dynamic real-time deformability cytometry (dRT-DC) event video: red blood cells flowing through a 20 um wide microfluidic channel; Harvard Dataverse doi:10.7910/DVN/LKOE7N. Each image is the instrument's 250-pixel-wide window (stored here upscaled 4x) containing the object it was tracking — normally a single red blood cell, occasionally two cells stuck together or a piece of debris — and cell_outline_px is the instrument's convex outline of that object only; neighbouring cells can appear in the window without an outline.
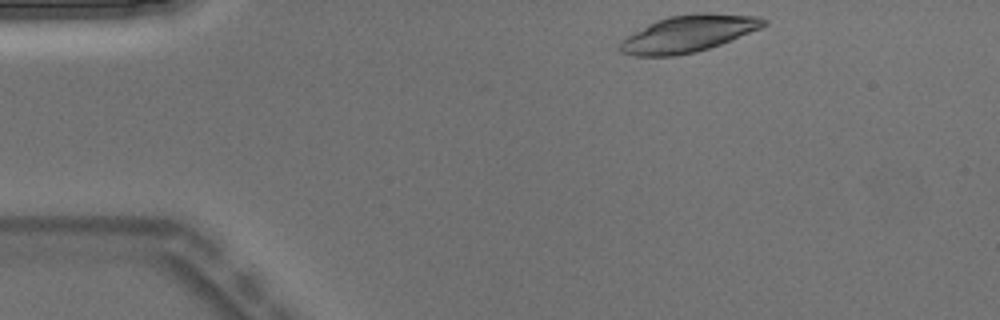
{"species": "Egyptian fruit bat (a non-hibernating species)", "species_latin": "Rousettus aegyptiacus", "temperature_condition": "warm", "stored_images_in_passage": 4, "camera_frame_rate_fps": 3000, "um_per_image_px": 0.085, "animal": {"sex": "male"}, "frame": {"image": 1, "passage_image": 1, "time_ms": 0.0, "image_size_px": [1000, 320], "cell_outline_px": [[768, 24], [760, 28], [720, 44], [696, 52], [672, 56], [632, 56], [620, 52], [616, 48], [620, 40], [648, 24], [656, 20], [668, 16], [704, 12], [708, 12], [760, 16], [768, 20]], "centroid_in_image_um": [58.48, 2.86], "position_along_channel_um": 26.5, "area_um2": 31.04}}
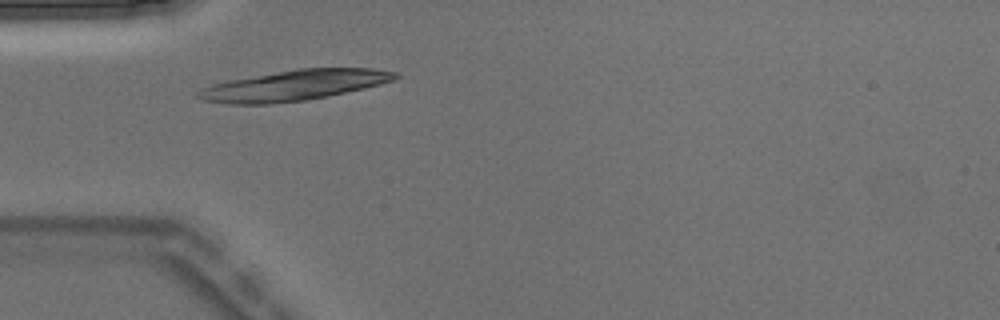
{"frame": {"image": 2, "passage_image": 3, "time_ms": 0.667, "image_size_px": [1000, 320], "cell_outline_px": [[400, 76], [396, 80], [364, 88], [328, 96], [304, 100], [268, 104], [228, 104], [204, 100], [192, 96], [200, 88], [212, 84], [228, 80], [296, 68], [376, 68], [396, 72]], "centroid_in_image_um": [24.97, 7.25], "position_along_channel_um": 60.0, "area_um2": 35.2}}